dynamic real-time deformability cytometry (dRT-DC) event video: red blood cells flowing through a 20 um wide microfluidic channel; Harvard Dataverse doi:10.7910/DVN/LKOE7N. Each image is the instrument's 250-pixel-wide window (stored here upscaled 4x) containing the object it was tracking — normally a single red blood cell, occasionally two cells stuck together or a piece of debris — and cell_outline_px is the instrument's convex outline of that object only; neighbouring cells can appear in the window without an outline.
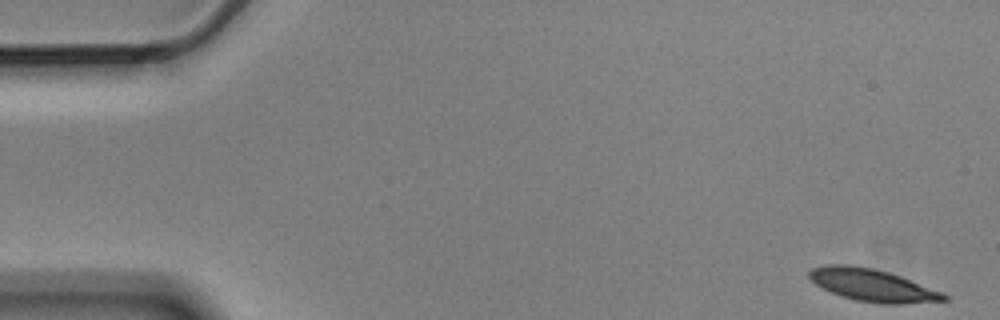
{"species": "Egyptian fruit bat (a non-hibernating species)", "species_latin": "Rousettus aegyptiacus", "temperature_condition": "cold", "stored_images_in_passage": 4, "camera_frame_rate_fps": 3000, "um_per_image_px": 0.085, "animal": {"sex": "male"}, "frame": {"image": 1, "passage_image": 1, "time_ms": 0.0, "image_size_px": [1000, 320], "cell_outline_px": [[948, 300], [900, 304], [880, 304], [856, 300], [840, 296], [816, 284], [808, 276], [808, 272], [812, 268], [828, 264], [848, 264], [872, 268], [888, 272], [900, 276], [940, 292], [948, 296]], "centroid_in_image_um": [74.11, 24.24], "position_along_channel_um": 10.9, "area_um2": 25.09}}
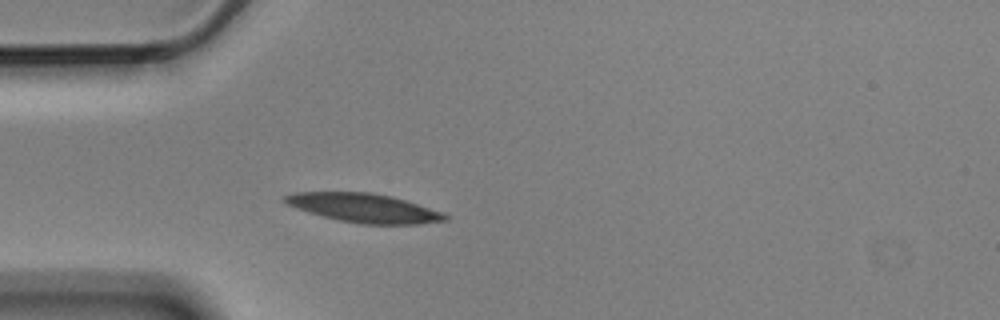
{"frame": {"image": 2, "passage_image": 4, "time_ms": 1.0, "image_size_px": [1000, 320], "cell_outline_px": [[448, 220], [420, 224], [360, 224], [340, 220], [308, 212], [288, 204], [280, 200], [280, 196], [292, 192], [372, 192], [392, 196], [444, 212], [448, 216]], "centroid_in_image_um": [30.93, 17.66], "position_along_channel_um": 54.1, "area_um2": 27.11}}